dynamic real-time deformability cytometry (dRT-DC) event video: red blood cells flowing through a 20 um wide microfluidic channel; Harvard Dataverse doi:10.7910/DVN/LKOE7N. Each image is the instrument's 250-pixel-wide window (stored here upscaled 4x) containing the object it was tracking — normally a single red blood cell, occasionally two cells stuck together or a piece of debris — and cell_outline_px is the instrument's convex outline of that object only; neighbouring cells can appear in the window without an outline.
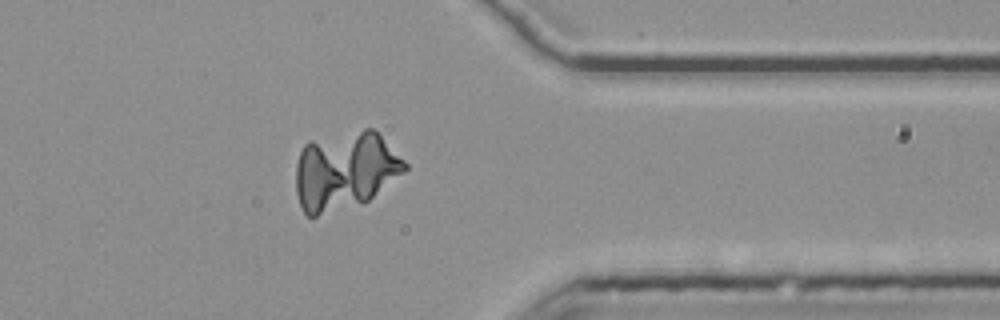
{"species": "common noctule bat (a hibernating species)", "species_latin": "Nyctalus noctula", "temperature_condition": "room temperature", "stored_images_in_passage": 54, "segment_of_instrument_passage": [1, 2], "camera_frame_rate_fps": 3000, "um_per_image_px": 0.085, "animal": {"sex": "female", "body_mass_g": 25.1}, "frame": {"image": 1, "passage_image": 43, "time_ms": 14.0, "image_size_px": [1000, 320], "cell_outline_px": [[408, 168], [404, 172], [364, 204], [316, 216], [308, 216], [304, 212], [300, 204], [296, 192], [296, 164], [300, 152], [304, 144], [308, 140], [364, 128], [372, 128], [408, 164]], "centroid_in_image_um": [29.31, 14.51], "position_along_channel_um": 382.1, "area_um2": 49.94}}
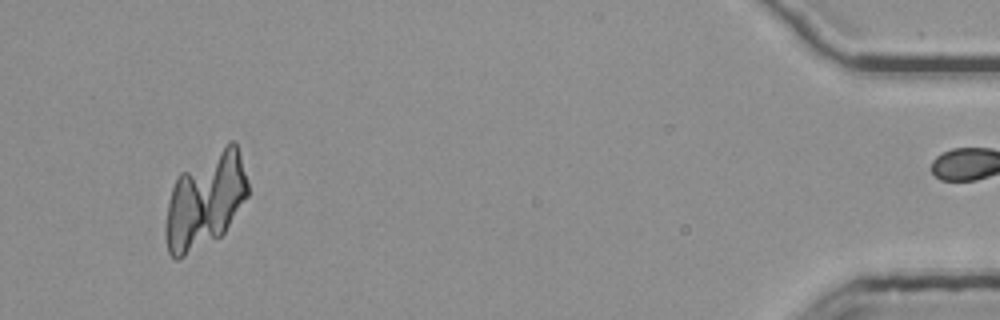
{"frame": {"image": 2, "passage_image": 51, "time_ms": 16.667, "image_size_px": [1000, 320], "cell_outline_px": [[248, 196], [224, 232], [220, 236], [184, 256], [176, 260], [168, 252], [164, 236], [164, 224], [168, 204], [172, 188], [176, 176], [180, 172], [228, 140], [232, 140], [236, 144], [240, 156], [248, 184]], "centroid_in_image_um": [17.42, 17.01], "position_along_channel_um": 417.8, "area_um2": 46.07}}